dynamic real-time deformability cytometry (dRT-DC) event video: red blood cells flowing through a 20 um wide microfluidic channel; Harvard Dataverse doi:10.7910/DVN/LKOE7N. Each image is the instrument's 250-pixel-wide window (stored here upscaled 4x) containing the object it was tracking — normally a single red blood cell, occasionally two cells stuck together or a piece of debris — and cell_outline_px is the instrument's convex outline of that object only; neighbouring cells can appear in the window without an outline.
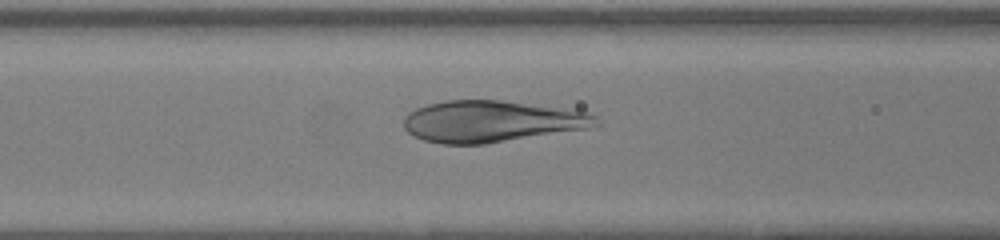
{"species": "human", "species_latin": "Homo sapiens", "temperature_condition": "warm", "stored_images_in_passage": 47, "camera_frame_rate_fps": 3000, "um_per_image_px": 0.085, "donor": {"sex": "female"}, "frame": {"image": 1, "passage_image": 17, "time_ms": 5.333, "image_size_px": [1000, 240], "cell_outline_px": [[600, 124], [588, 128], [484, 144], [440, 144], [424, 140], [408, 132], [404, 128], [404, 116], [408, 112], [416, 108], [428, 104], [448, 100], [500, 100], [588, 112], [596, 116]], "centroid_in_image_um": [41.73, 10.32], "position_along_channel_um": 124.9, "area_um2": 46.18}}
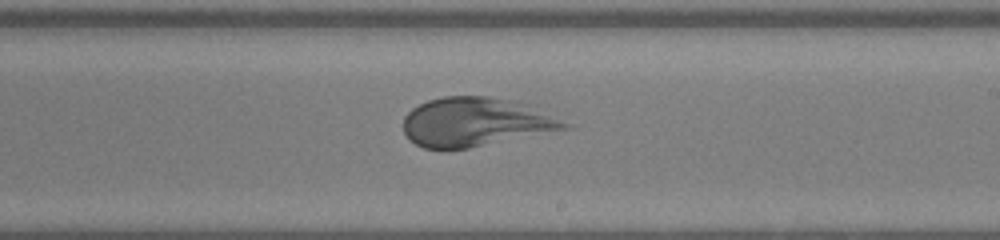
{"frame": {"image": 2, "passage_image": 26, "time_ms": 8.333, "image_size_px": [1000, 240], "cell_outline_px": [[572, 128], [468, 148], [444, 152], [424, 148], [408, 140], [404, 132], [404, 116], [412, 108], [428, 100], [444, 96], [488, 96], [508, 100], [524, 104], [568, 124]], "centroid_in_image_um": [40.3, 10.41], "position_along_channel_um": 248.7, "area_um2": 45.78}}
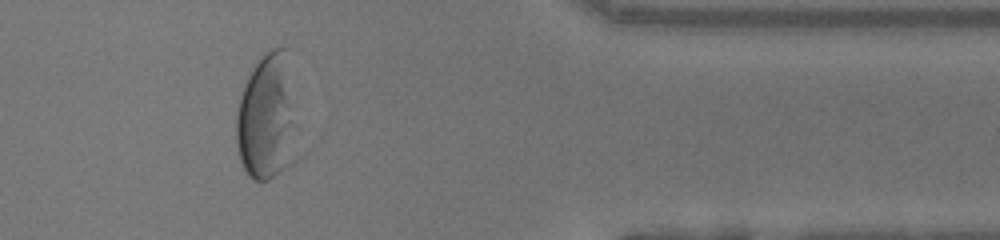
{"frame": {"image": 3, "passage_image": 38, "time_ms": 12.333, "image_size_px": [1000, 240], "cell_outline_px": [[300, 156], [292, 164], [268, 180], [252, 180], [248, 176], [240, 160], [236, 144], [236, 116], [244, 84], [252, 68], [272, 48], [288, 48]], "centroid_in_image_um": [22.76, 10.04], "position_along_channel_um": 388.6, "area_um2": 46.18}}